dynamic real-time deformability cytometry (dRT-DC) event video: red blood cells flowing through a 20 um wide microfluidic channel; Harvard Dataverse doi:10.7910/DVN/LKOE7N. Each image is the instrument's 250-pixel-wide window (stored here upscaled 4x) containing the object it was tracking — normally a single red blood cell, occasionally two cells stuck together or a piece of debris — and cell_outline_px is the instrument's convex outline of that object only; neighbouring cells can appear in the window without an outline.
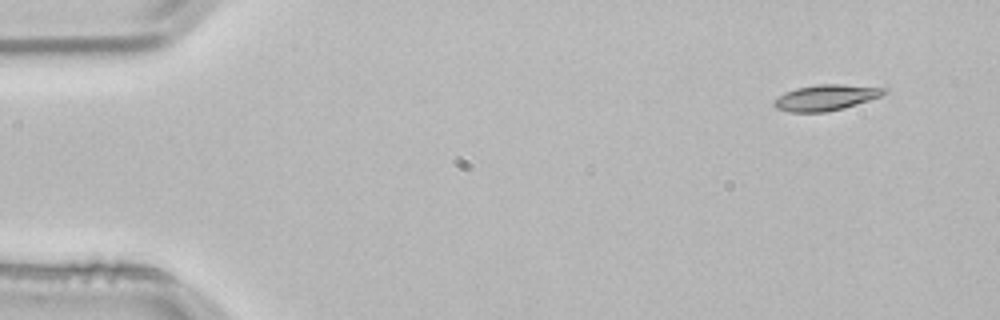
{"species": "common noctule bat (a hibernating species)", "species_latin": "Nyctalus noctula", "temperature_condition": "room temperature", "stored_images_in_passage": 3, "camera_frame_rate_fps": 3000, "um_per_image_px": 0.085, "animal": {"sex": "male", "body_mass_g": 21.5, "forearm_length_mm": 52.0}, "frame": {"image": 1, "passage_image": 1, "time_ms": 0.0, "image_size_px": [1000, 320], "cell_outline_px": [[888, 92], [880, 96], [844, 108], [824, 112], [788, 112], [776, 108], [772, 104], [784, 92], [796, 88], [816, 84], [840, 84], [888, 88]], "centroid_in_image_um": [70.2, 8.29], "position_along_channel_um": 14.8, "area_um2": 16.47}}
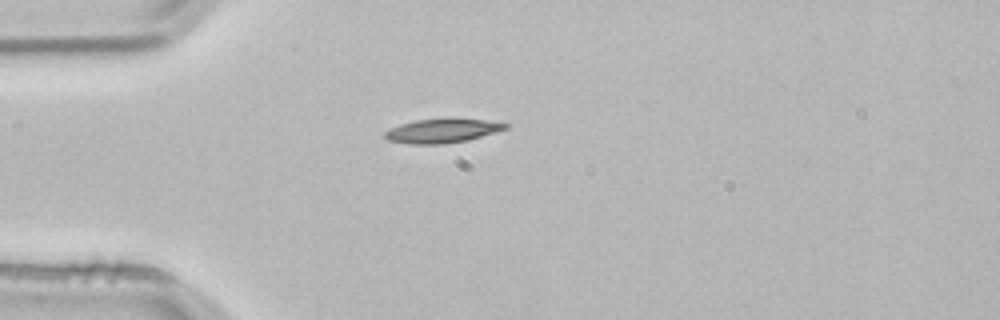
{"frame": {"image": 2, "passage_image": 3, "time_ms": 0.667, "image_size_px": [1000, 320], "cell_outline_px": [[508, 128], [496, 132], [468, 140], [444, 144], [408, 144], [388, 140], [384, 136], [384, 132], [400, 124], [416, 120], [448, 116], [456, 116], [484, 120], [508, 124]], "centroid_in_image_um": [37.6, 11.08], "position_along_channel_um": 47.4, "area_um2": 17.46}}